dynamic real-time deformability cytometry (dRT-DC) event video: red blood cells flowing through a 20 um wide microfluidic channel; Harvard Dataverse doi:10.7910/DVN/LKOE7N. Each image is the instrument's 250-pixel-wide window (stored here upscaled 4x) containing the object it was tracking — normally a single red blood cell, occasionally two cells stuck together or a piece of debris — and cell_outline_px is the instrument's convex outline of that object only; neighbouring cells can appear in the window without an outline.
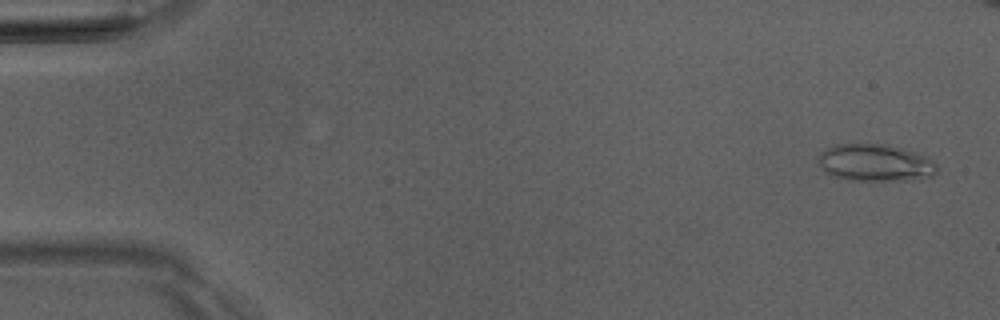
{"species": "Egyptian fruit bat (a non-hibernating species)", "species_latin": "Rousettus aegyptiacus", "temperature_condition": "room temperature", "stored_images_in_passage": 9, "camera_frame_rate_fps": 3000, "um_per_image_px": 0.085, "animal": {"sex": "male"}, "frame": {"image": 1, "passage_image": 1, "time_ms": 0.0, "image_size_px": [1000, 320], "cell_outline_px": [[936, 172], [932, 176], [912, 180], [848, 180], [832, 176], [816, 160], [816, 156], [820, 152], [836, 144], [884, 144], [916, 152], [928, 156], [936, 164]], "centroid_in_image_um": [74.39, 13.83], "position_along_channel_um": 10.6, "area_um2": 25.66}}
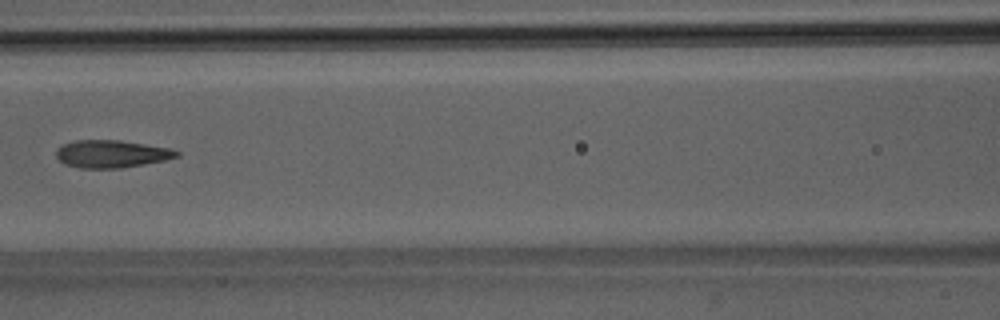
{"frame": {"image": 2, "passage_image": 7, "time_ms": 7.0, "image_size_px": [1000, 320], "cell_outline_px": [[180, 156], [164, 160], [144, 164], [120, 168], [80, 168], [64, 164], [56, 156], [56, 148], [64, 144], [76, 140], [120, 140], [172, 148], [180, 152]], "centroid_in_image_um": [9.49, 13.08], "position_along_channel_um": 157.1, "area_um2": 19.42}}